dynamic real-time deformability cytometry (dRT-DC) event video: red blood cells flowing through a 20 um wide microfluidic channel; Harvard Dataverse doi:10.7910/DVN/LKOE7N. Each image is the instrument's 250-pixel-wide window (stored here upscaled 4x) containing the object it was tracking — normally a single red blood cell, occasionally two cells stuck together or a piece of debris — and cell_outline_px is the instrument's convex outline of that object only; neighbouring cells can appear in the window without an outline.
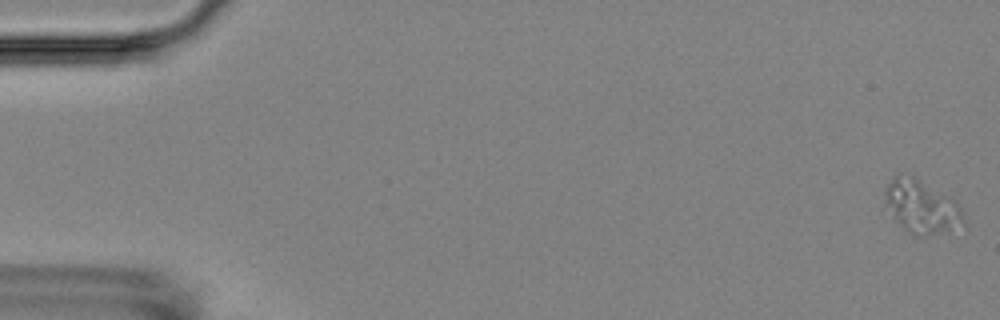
{"species": "Egyptian fruit bat (a non-hibernating species)", "species_latin": "Rousettus aegyptiacus", "temperature_condition": "room temperature", "stored_images_in_passage": 4, "camera_frame_rate_fps": 3000, "um_per_image_px": 0.085, "animal": {"sex": "female"}, "frame": {"image": 1, "passage_image": 1, "time_ms": 0.0, "image_size_px": [1000, 320], "cell_outline_px": [[960, 216], [948, 228], [924, 236], [916, 236], [896, 220], [892, 216], [884, 204], [884, 192], [888, 184], [896, 172], [912, 176], [944, 196], [960, 212]], "centroid_in_image_um": [78.07, 17.5], "position_along_channel_um": 6.9, "area_um2": 22.08}}